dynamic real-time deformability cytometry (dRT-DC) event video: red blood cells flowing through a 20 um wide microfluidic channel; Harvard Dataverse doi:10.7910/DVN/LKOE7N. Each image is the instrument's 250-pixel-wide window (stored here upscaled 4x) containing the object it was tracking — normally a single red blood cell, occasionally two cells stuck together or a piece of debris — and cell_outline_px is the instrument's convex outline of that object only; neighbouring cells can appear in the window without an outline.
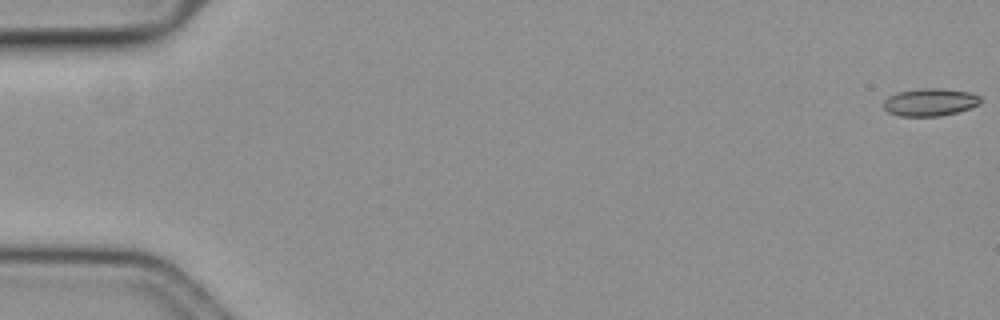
{"species": "common noctule bat (a hibernating species)", "species_latin": "Nyctalus noctula", "temperature_condition": "cold", "stored_images_in_passage": 58, "camera_frame_rate_fps": 3000, "um_per_image_px": 0.085, "animal": {"sex": "female", "body_mass_g": 19.3, "forearm_length_mm": 54.1}, "frame": {"image": 1, "passage_image": 1, "time_ms": 0.0, "image_size_px": [1000, 320], "cell_outline_px": [[980, 104], [972, 108], [940, 116], [900, 116], [888, 112], [884, 108], [884, 100], [888, 96], [896, 92], [920, 88], [944, 88], [968, 92], [980, 96]], "centroid_in_image_um": [79.04, 8.68], "position_along_channel_um": 6.0, "area_um2": 15.72}}
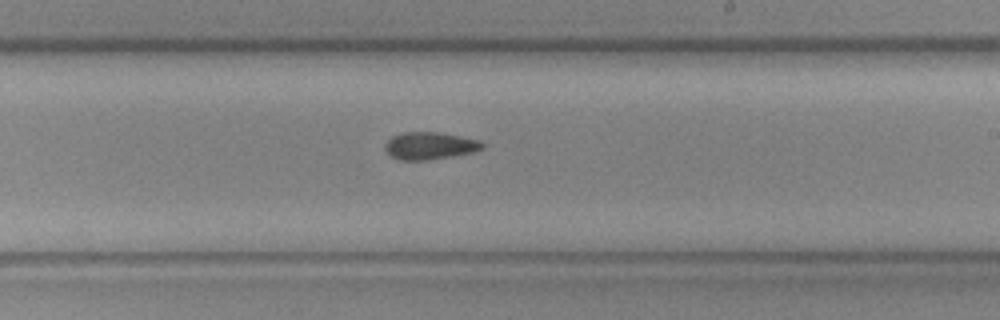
{"frame": {"image": 2, "passage_image": 35, "time_ms": 11.333, "image_size_px": [1000, 320], "cell_outline_px": [[484, 148], [472, 152], [452, 156], [428, 160], [400, 160], [392, 156], [384, 148], [384, 144], [392, 136], [404, 132], [440, 132], [480, 140], [484, 144]], "centroid_in_image_um": [36.54, 12.38], "position_along_channel_um": 252.5, "area_um2": 15.49}}
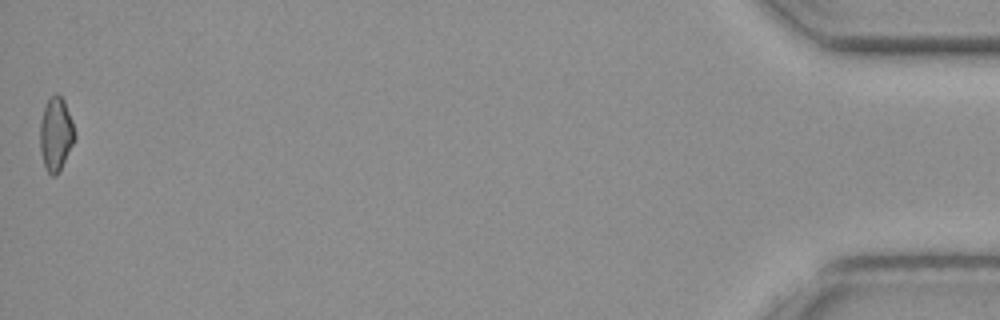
{"frame": {"image": 3, "passage_image": 58, "time_ms": 19.0, "image_size_px": [1000, 320], "cell_outline_px": [[76, 136], [60, 172], [56, 176], [52, 176], [48, 172], [44, 164], [40, 148], [40, 120], [44, 108], [48, 100], [56, 92], [64, 100], [72, 120], [76, 132]], "centroid_in_image_um": [4.76, 11.41], "position_along_channel_um": 430.4, "area_um2": 14.91}}